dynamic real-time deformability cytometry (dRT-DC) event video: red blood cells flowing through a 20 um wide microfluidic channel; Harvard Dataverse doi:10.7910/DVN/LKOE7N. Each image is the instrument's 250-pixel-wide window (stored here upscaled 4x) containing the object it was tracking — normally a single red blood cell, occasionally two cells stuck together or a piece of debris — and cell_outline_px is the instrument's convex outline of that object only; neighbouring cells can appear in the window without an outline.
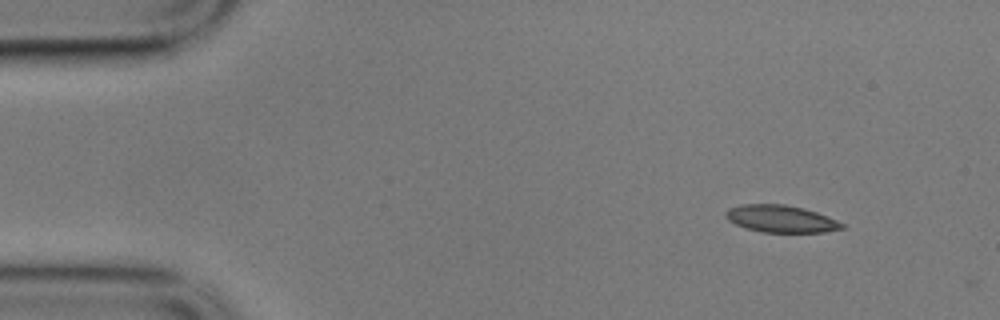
{"species": "common noctule bat (a hibernating species)", "species_latin": "Nyctalus noctula", "temperature_condition": "cold", "stored_images_in_passage": 5, "camera_frame_rate_fps": 3000, "um_per_image_px": 0.085, "animal": {"sex": "male", "body_mass_g": 17.9}, "frame": {"image": 1, "passage_image": 1, "time_ms": 0.0, "image_size_px": [1000, 320], "cell_outline_px": [[844, 228], [824, 232], [760, 232], [744, 228], [728, 220], [724, 216], [724, 212], [728, 208], [740, 204], [784, 204], [804, 208], [816, 212], [836, 220], [844, 224]], "centroid_in_image_um": [66.32, 18.59], "position_along_channel_um": 18.7, "area_um2": 18.5}}
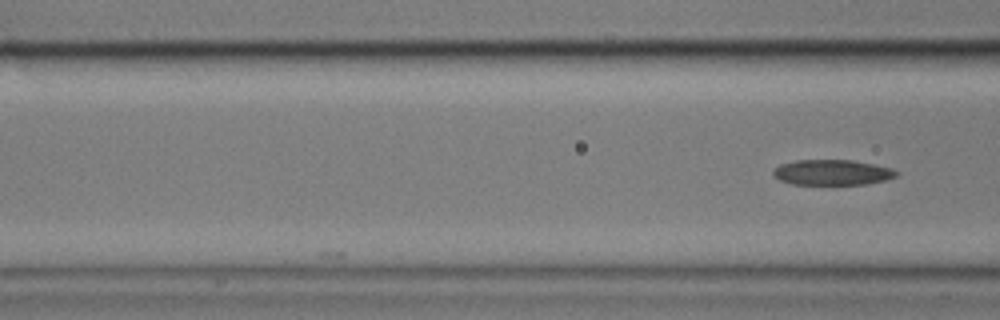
{"frame": {"image": 2, "passage_image": 5, "time_ms": 1.333, "image_size_px": [1000, 320], "cell_outline_px": [[900, 172], [896, 176], [888, 180], [868, 184], [792, 184], [780, 180], [772, 172], [780, 164], [796, 160], [852, 160], [892, 168]], "centroid_in_image_um": [70.79, 14.65], "position_along_channel_um": 95.8, "area_um2": 18.21}}